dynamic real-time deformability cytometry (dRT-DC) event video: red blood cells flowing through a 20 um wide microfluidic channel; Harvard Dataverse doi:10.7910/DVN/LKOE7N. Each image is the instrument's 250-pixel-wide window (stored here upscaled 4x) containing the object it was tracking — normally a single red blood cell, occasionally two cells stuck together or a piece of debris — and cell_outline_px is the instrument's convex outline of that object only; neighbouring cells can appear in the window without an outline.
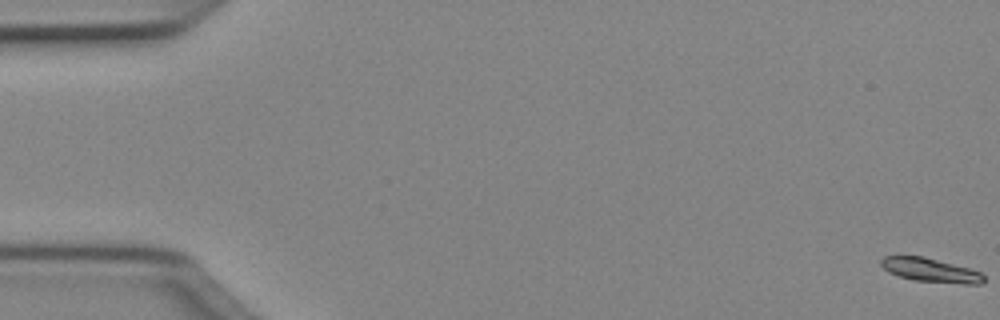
{"species": "Egyptian fruit bat (a non-hibernating species)", "species_latin": "Rousettus aegyptiacus", "temperature_condition": "cold", "stored_images_in_passage": 51, "camera_frame_rate_fps": 3000, "um_per_image_px": 0.085, "animal": {"sex": "female"}, "frame": {"image": 1, "passage_image": 1, "time_ms": 0.0, "image_size_px": [1000, 320], "cell_outline_px": [[984, 280], [980, 284], [964, 284], [916, 280], [900, 276], [888, 272], [880, 264], [880, 260], [884, 256], [924, 256], [972, 268], [980, 272], [984, 276]], "centroid_in_image_um": [79.12, 22.95], "position_along_channel_um": 5.9, "area_um2": 14.33}}
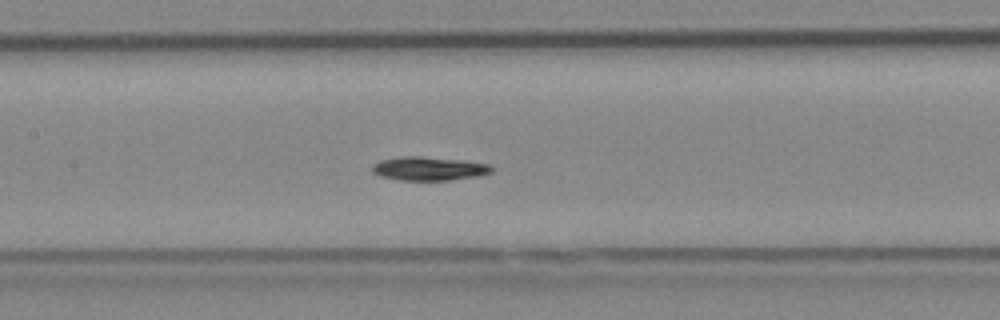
{"frame": {"image": 2, "passage_image": 25, "time_ms": 8.0, "image_size_px": [1000, 320], "cell_outline_px": [[492, 172], [480, 176], [448, 180], [400, 180], [380, 176], [372, 172], [372, 164], [380, 160], [400, 156], [420, 156], [464, 160], [488, 164], [492, 168]], "centroid_in_image_um": [36.44, 14.32], "position_along_channel_um": 171.0, "area_um2": 16.59}}
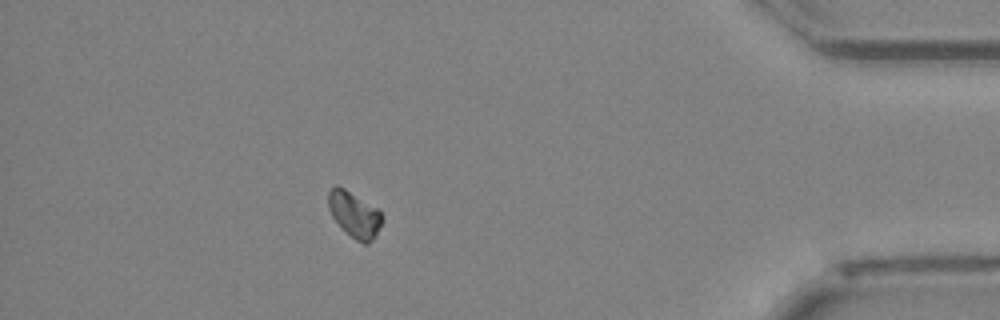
{"frame": {"image": 3, "passage_image": 46, "time_ms": 15.0, "image_size_px": [1000, 320], "cell_outline_px": [[384, 220], [372, 240], [368, 244], [364, 244], [356, 240], [332, 216], [328, 208], [328, 192], [336, 184], [344, 188], [380, 208]], "centroid_in_image_um": [30.16, 18.19], "position_along_channel_um": 405.0, "area_um2": 14.33}, "authors_computed_cell_mechanics": {"area_um2": 15.317, "velocity_mm_per_s": 4.0001, "shape_relaxation_time_tau1_ms": 3.2172, "shape_relaxation_time_tau2_ms": null, "deformation_change_tau1": 0.0831, "deformation_change_tau2": null}}